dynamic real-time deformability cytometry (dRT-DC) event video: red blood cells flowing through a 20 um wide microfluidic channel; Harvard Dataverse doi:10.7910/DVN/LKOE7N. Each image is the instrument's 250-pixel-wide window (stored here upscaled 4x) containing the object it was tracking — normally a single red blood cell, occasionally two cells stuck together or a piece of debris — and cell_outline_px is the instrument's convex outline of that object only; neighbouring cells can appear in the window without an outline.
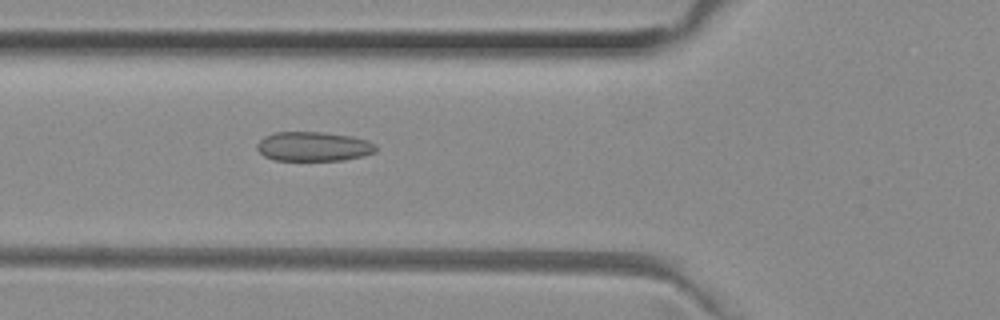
{"species": "common noctule bat (a hibernating species)", "species_latin": "Nyctalus noctula", "temperature_condition": "room temperature", "stored_images_in_passage": 33, "camera_frame_rate_fps": 3000, "um_per_image_px": 0.085, "animal": {"sex": "female", "body_mass_g": 29.2, "forearm_length_mm": 56.3}, "frame": {"image": 1, "passage_image": 3, "time_ms": 0.667, "image_size_px": [1000, 320], "cell_outline_px": [[376, 152], [364, 156], [344, 160], [276, 160], [264, 156], [256, 148], [256, 144], [264, 136], [276, 132], [324, 132], [352, 136], [368, 140], [376, 144]], "centroid_in_image_um": [26.67, 12.45], "position_along_channel_um": 99.1, "area_um2": 20.52}}
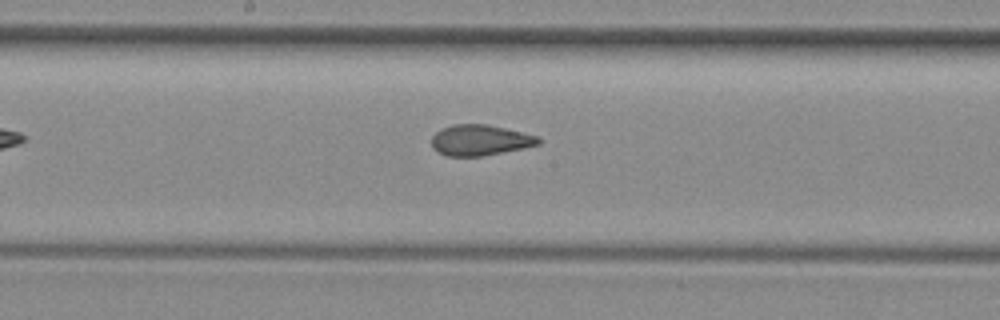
{"frame": {"image": 2, "passage_image": 11, "time_ms": 3.333, "image_size_px": [1000, 320], "cell_outline_px": [[540, 144], [524, 148], [484, 156], [448, 156], [436, 152], [432, 148], [432, 136], [440, 128], [452, 124], [488, 124], [536, 136], [540, 140]], "centroid_in_image_um": [40.75, 11.92], "position_along_channel_um": 207.4, "area_um2": 19.19}}
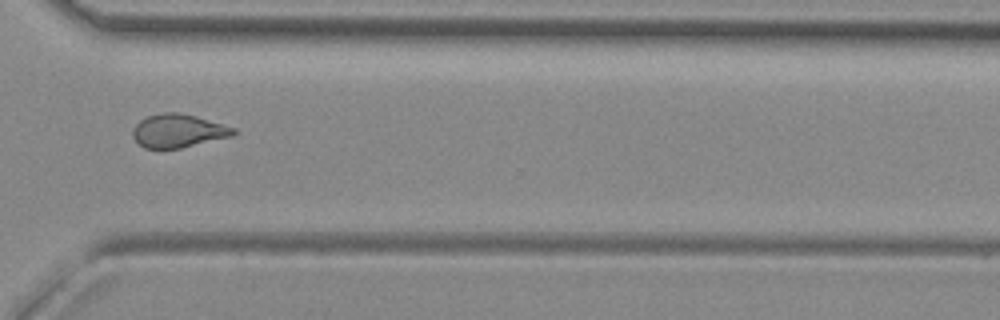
{"frame": {"image": 3, "passage_image": 22, "time_ms": 7.0, "image_size_px": [1000, 320], "cell_outline_px": [[236, 132], [232, 136], [180, 148], [144, 148], [132, 136], [132, 132], [136, 124], [140, 120], [148, 116], [164, 112], [176, 112], [196, 116], [236, 128]], "centroid_in_image_um": [15.15, 11.11], "position_along_channel_um": 355.5, "area_um2": 19.36}}